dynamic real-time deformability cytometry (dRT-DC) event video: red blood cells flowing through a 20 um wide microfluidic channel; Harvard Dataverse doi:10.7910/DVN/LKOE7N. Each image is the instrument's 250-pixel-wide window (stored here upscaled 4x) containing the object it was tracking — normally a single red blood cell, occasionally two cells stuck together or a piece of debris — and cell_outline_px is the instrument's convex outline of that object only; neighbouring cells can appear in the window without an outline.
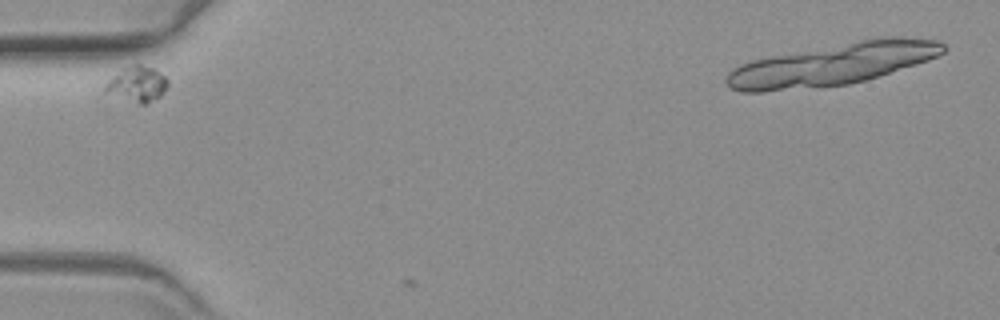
{"species": "common noctule bat (a hibernating species)", "species_latin": "Nyctalus noctula", "temperature_condition": "warm", "stored_images_in_passage": 2, "camera_frame_rate_fps": 3000, "um_per_image_px": 0.085, "animal": {"sex": "female", "body_mass_g": 19.3, "forearm_length_mm": 54.1}, "frame": {"image": 1, "passage_image": 1, "time_ms": 0.0, "image_size_px": [1000, 320], "cell_outline_px": [[168, 88], [160, 96], [148, 104], [140, 104], [104, 88], [108, 80], [112, 76], [124, 68], [132, 64], [140, 64], [152, 68], [164, 76], [168, 80]], "centroid_in_image_um": [11.75, 7.12], "position_along_channel_um": 73.3, "area_um2": 12.31}}